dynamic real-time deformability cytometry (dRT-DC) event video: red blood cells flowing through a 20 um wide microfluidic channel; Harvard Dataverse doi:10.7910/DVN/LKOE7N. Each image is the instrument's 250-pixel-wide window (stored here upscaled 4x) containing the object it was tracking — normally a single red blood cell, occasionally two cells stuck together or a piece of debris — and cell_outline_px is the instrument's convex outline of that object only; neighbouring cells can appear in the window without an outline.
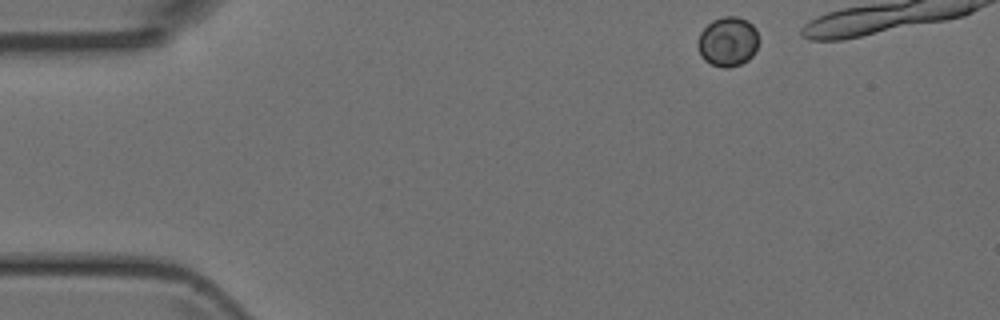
{"species": "Egyptian fruit bat (a non-hibernating species)", "species_latin": "Rousettus aegyptiacus", "temperature_condition": "room temperature", "stored_images_in_passage": 6, "camera_frame_rate_fps": 3000, "um_per_image_px": 0.085, "animal": {"sex": "female"}, "frame": {"image": 1, "passage_image": 1, "time_ms": 0.0, "image_size_px": [1000, 320], "cell_outline_px": [[756, 52], [748, 60], [740, 64], [728, 68], [724, 68], [712, 64], [704, 60], [700, 56], [696, 44], [700, 32], [712, 20], [724, 16], [736, 16], [748, 20], [756, 28]], "centroid_in_image_um": [61.83, 3.54], "position_along_channel_um": 23.2, "area_um2": 17.69}}